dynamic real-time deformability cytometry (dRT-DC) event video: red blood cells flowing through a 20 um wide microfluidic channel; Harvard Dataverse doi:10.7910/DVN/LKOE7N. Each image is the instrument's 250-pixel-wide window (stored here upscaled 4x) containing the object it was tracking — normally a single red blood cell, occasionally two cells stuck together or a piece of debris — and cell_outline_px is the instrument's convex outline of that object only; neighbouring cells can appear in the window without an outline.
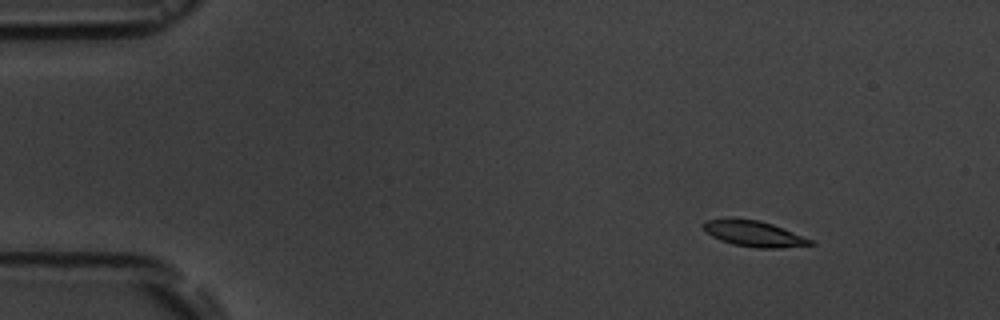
{"species": "common noctule bat (a hibernating species)", "species_latin": "Nyctalus noctula", "temperature_condition": "room temperature", "stored_images_in_passage": 4, "camera_frame_rate_fps": 3000, "um_per_image_px": 0.085, "animal": {"sex": "male", "body_mass_g": 19.5, "forearm_length_mm": 54.6}, "frame": {"image": 1, "passage_image": 1, "time_ms": 0.0, "image_size_px": [1000, 320], "cell_outline_px": [[816, 244], [780, 248], [756, 248], [732, 244], [720, 240], [712, 236], [704, 228], [704, 224], [708, 220], [732, 216], [760, 220], [772, 224], [812, 240]], "centroid_in_image_um": [64.06, 19.84], "position_along_channel_um": 20.9, "area_um2": 16.18}}
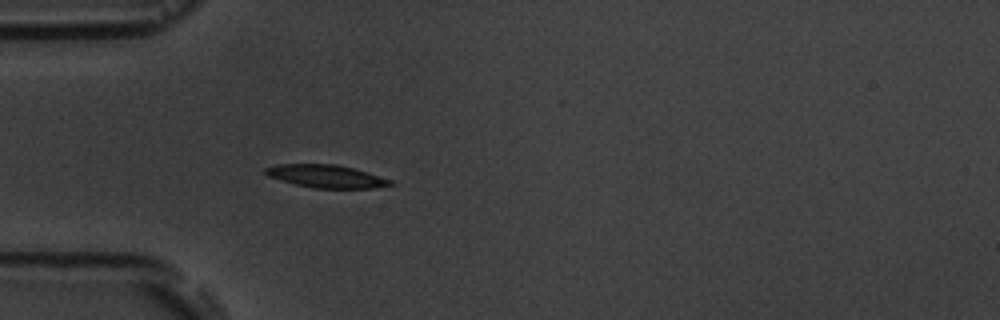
{"frame": {"image": 2, "passage_image": 4, "time_ms": 3.333, "image_size_px": [1000, 320], "cell_outline_px": [[396, 184], [372, 188], [312, 188], [280, 180], [268, 176], [264, 172], [264, 168], [276, 164], [336, 164], [352, 168], [392, 180]], "centroid_in_image_um": [27.7, 14.98], "position_along_channel_um": 57.3, "area_um2": 16.53}}